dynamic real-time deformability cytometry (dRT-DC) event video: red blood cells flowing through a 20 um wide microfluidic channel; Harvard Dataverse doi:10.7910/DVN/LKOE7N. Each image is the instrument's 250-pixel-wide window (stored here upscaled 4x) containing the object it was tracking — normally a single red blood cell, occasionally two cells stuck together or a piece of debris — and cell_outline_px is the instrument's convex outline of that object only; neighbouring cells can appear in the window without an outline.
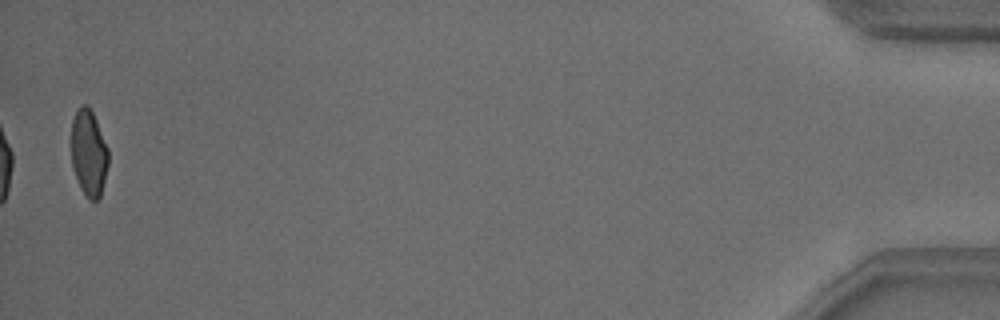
{"species": "common noctule bat (a hibernating species)", "species_latin": "Nyctalus noctula", "temperature_condition": "warm", "stored_images_in_passage": 38, "camera_frame_rate_fps": 3000, "um_per_image_px": 0.085, "animal": {"sex": "male", "body_mass_g": 18.8}, "frame": {"image": 1, "passage_image": 38, "time_ms": 12.333, "image_size_px": [1000, 320], "cell_outline_px": [[108, 164], [100, 196], [96, 200], [88, 200], [76, 176], [72, 164], [72, 120], [80, 104], [88, 104], [96, 120], [108, 148]], "centroid_in_image_um": [7.55, 12.96], "position_along_channel_um": 427.7, "area_um2": 18.32}, "authors_computed_cell_mechanics": {"area_um2": 20.4612, "velocity_mm_per_s": 3.8295, "shape_relaxation_time_tau1_ms": 4.5562, "shape_relaxation_time_tau2_ms": 0.954, "deformation_change_tau1": 0.1403, "deformation_change_tau2": 0.0604}}